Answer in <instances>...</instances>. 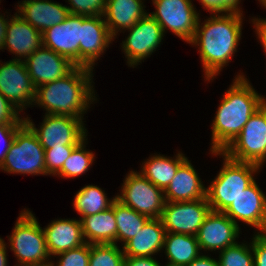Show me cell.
<instances>
[{
	"label": "cell",
	"instance_id": "6da1fadb",
	"mask_svg": "<svg viewBox=\"0 0 266 266\" xmlns=\"http://www.w3.org/2000/svg\"><path fill=\"white\" fill-rule=\"evenodd\" d=\"M243 14H211L201 23L199 16L194 38L202 62L205 81L213 80L231 62L242 35ZM201 23V24H200Z\"/></svg>",
	"mask_w": 266,
	"mask_h": 266
},
{
	"label": "cell",
	"instance_id": "7a4b0ae2",
	"mask_svg": "<svg viewBox=\"0 0 266 266\" xmlns=\"http://www.w3.org/2000/svg\"><path fill=\"white\" fill-rule=\"evenodd\" d=\"M265 102L266 98L256 92L245 75L238 73L224 93L211 125L210 152H223Z\"/></svg>",
	"mask_w": 266,
	"mask_h": 266
},
{
	"label": "cell",
	"instance_id": "3957f363",
	"mask_svg": "<svg viewBox=\"0 0 266 266\" xmlns=\"http://www.w3.org/2000/svg\"><path fill=\"white\" fill-rule=\"evenodd\" d=\"M93 69L76 66L61 79L36 88L33 105L44 108L45 114L83 118L95 102Z\"/></svg>",
	"mask_w": 266,
	"mask_h": 266
},
{
	"label": "cell",
	"instance_id": "277c9868",
	"mask_svg": "<svg viewBox=\"0 0 266 266\" xmlns=\"http://www.w3.org/2000/svg\"><path fill=\"white\" fill-rule=\"evenodd\" d=\"M223 158V166L206 188V198L211 210L224 212L233 201L256 179L262 169L253 163L238 162L222 152H210Z\"/></svg>",
	"mask_w": 266,
	"mask_h": 266
},
{
	"label": "cell",
	"instance_id": "5b68a950",
	"mask_svg": "<svg viewBox=\"0 0 266 266\" xmlns=\"http://www.w3.org/2000/svg\"><path fill=\"white\" fill-rule=\"evenodd\" d=\"M14 225L11 235L7 236L8 247L18 260L14 266H50L52 259L44 231L32 211L23 209Z\"/></svg>",
	"mask_w": 266,
	"mask_h": 266
},
{
	"label": "cell",
	"instance_id": "8992f818",
	"mask_svg": "<svg viewBox=\"0 0 266 266\" xmlns=\"http://www.w3.org/2000/svg\"><path fill=\"white\" fill-rule=\"evenodd\" d=\"M0 169L9 174H41L47 176L45 149L26 123L17 130L14 141Z\"/></svg>",
	"mask_w": 266,
	"mask_h": 266
},
{
	"label": "cell",
	"instance_id": "52a82bcc",
	"mask_svg": "<svg viewBox=\"0 0 266 266\" xmlns=\"http://www.w3.org/2000/svg\"><path fill=\"white\" fill-rule=\"evenodd\" d=\"M222 153L234 161L263 167L266 162V102L249 118L239 135Z\"/></svg>",
	"mask_w": 266,
	"mask_h": 266
},
{
	"label": "cell",
	"instance_id": "ba28073f",
	"mask_svg": "<svg viewBox=\"0 0 266 266\" xmlns=\"http://www.w3.org/2000/svg\"><path fill=\"white\" fill-rule=\"evenodd\" d=\"M122 184L120 194L116 195L118 201L149 218H161L166 203L164 190L133 170Z\"/></svg>",
	"mask_w": 266,
	"mask_h": 266
},
{
	"label": "cell",
	"instance_id": "9c48e42d",
	"mask_svg": "<svg viewBox=\"0 0 266 266\" xmlns=\"http://www.w3.org/2000/svg\"><path fill=\"white\" fill-rule=\"evenodd\" d=\"M30 119L31 117H24L25 123L36 134L45 150L61 145H78L88 134L82 121L84 118L45 114L40 128H36Z\"/></svg>",
	"mask_w": 266,
	"mask_h": 266
},
{
	"label": "cell",
	"instance_id": "30bf717a",
	"mask_svg": "<svg viewBox=\"0 0 266 266\" xmlns=\"http://www.w3.org/2000/svg\"><path fill=\"white\" fill-rule=\"evenodd\" d=\"M155 12L150 15L160 24L165 35L166 30L190 43L194 38L200 14L192 0H152Z\"/></svg>",
	"mask_w": 266,
	"mask_h": 266
},
{
	"label": "cell",
	"instance_id": "8fae6325",
	"mask_svg": "<svg viewBox=\"0 0 266 266\" xmlns=\"http://www.w3.org/2000/svg\"><path fill=\"white\" fill-rule=\"evenodd\" d=\"M1 63L0 93L20 113L33 105L36 87L30 79L24 60L12 59Z\"/></svg>",
	"mask_w": 266,
	"mask_h": 266
},
{
	"label": "cell",
	"instance_id": "7c38bea8",
	"mask_svg": "<svg viewBox=\"0 0 266 266\" xmlns=\"http://www.w3.org/2000/svg\"><path fill=\"white\" fill-rule=\"evenodd\" d=\"M128 32L121 47L127 58V65L134 68L156 51L164 33L160 24L149 13L129 28Z\"/></svg>",
	"mask_w": 266,
	"mask_h": 266
},
{
	"label": "cell",
	"instance_id": "4fadbf2b",
	"mask_svg": "<svg viewBox=\"0 0 266 266\" xmlns=\"http://www.w3.org/2000/svg\"><path fill=\"white\" fill-rule=\"evenodd\" d=\"M210 211L207 198L186 202H166L161 220L166 233L196 236Z\"/></svg>",
	"mask_w": 266,
	"mask_h": 266
},
{
	"label": "cell",
	"instance_id": "5bb4252c",
	"mask_svg": "<svg viewBox=\"0 0 266 266\" xmlns=\"http://www.w3.org/2000/svg\"><path fill=\"white\" fill-rule=\"evenodd\" d=\"M240 227L224 212L211 210L199 228L196 238L200 250H224L237 243Z\"/></svg>",
	"mask_w": 266,
	"mask_h": 266
},
{
	"label": "cell",
	"instance_id": "9a60e30c",
	"mask_svg": "<svg viewBox=\"0 0 266 266\" xmlns=\"http://www.w3.org/2000/svg\"><path fill=\"white\" fill-rule=\"evenodd\" d=\"M238 226L242 221L266 233V196L254 180L224 211ZM237 219V220H236Z\"/></svg>",
	"mask_w": 266,
	"mask_h": 266
},
{
	"label": "cell",
	"instance_id": "2e32d148",
	"mask_svg": "<svg viewBox=\"0 0 266 266\" xmlns=\"http://www.w3.org/2000/svg\"><path fill=\"white\" fill-rule=\"evenodd\" d=\"M24 62L36 88L63 78L76 67L68 58L43 45L29 55Z\"/></svg>",
	"mask_w": 266,
	"mask_h": 266
},
{
	"label": "cell",
	"instance_id": "e0dca14e",
	"mask_svg": "<svg viewBox=\"0 0 266 266\" xmlns=\"http://www.w3.org/2000/svg\"><path fill=\"white\" fill-rule=\"evenodd\" d=\"M81 27L82 16L69 14L63 22L42 33L43 46L65 56L79 66Z\"/></svg>",
	"mask_w": 266,
	"mask_h": 266
},
{
	"label": "cell",
	"instance_id": "ac0fdd59",
	"mask_svg": "<svg viewBox=\"0 0 266 266\" xmlns=\"http://www.w3.org/2000/svg\"><path fill=\"white\" fill-rule=\"evenodd\" d=\"M102 17L82 16L79 66L94 69L95 62L114 41Z\"/></svg>",
	"mask_w": 266,
	"mask_h": 266
},
{
	"label": "cell",
	"instance_id": "d6986e66",
	"mask_svg": "<svg viewBox=\"0 0 266 266\" xmlns=\"http://www.w3.org/2000/svg\"><path fill=\"white\" fill-rule=\"evenodd\" d=\"M42 39V33L39 30L31 26L19 14L15 13L8 21L2 49H9L8 51L11 54H15V57H17L14 60H25L43 45Z\"/></svg>",
	"mask_w": 266,
	"mask_h": 266
},
{
	"label": "cell",
	"instance_id": "ffe728a7",
	"mask_svg": "<svg viewBox=\"0 0 266 266\" xmlns=\"http://www.w3.org/2000/svg\"><path fill=\"white\" fill-rule=\"evenodd\" d=\"M17 14L41 33L63 22L69 15L66 5L51 0H23Z\"/></svg>",
	"mask_w": 266,
	"mask_h": 266
},
{
	"label": "cell",
	"instance_id": "44dd1931",
	"mask_svg": "<svg viewBox=\"0 0 266 266\" xmlns=\"http://www.w3.org/2000/svg\"><path fill=\"white\" fill-rule=\"evenodd\" d=\"M188 158L179 166L164 190L166 202H186L206 198V188Z\"/></svg>",
	"mask_w": 266,
	"mask_h": 266
},
{
	"label": "cell",
	"instance_id": "7402d4cb",
	"mask_svg": "<svg viewBox=\"0 0 266 266\" xmlns=\"http://www.w3.org/2000/svg\"><path fill=\"white\" fill-rule=\"evenodd\" d=\"M50 256L77 248L85 244L80 220L56 219L43 228Z\"/></svg>",
	"mask_w": 266,
	"mask_h": 266
},
{
	"label": "cell",
	"instance_id": "603a6c76",
	"mask_svg": "<svg viewBox=\"0 0 266 266\" xmlns=\"http://www.w3.org/2000/svg\"><path fill=\"white\" fill-rule=\"evenodd\" d=\"M166 230L161 218H150L122 247L125 257H152L163 250Z\"/></svg>",
	"mask_w": 266,
	"mask_h": 266
},
{
	"label": "cell",
	"instance_id": "cb8c5ba5",
	"mask_svg": "<svg viewBox=\"0 0 266 266\" xmlns=\"http://www.w3.org/2000/svg\"><path fill=\"white\" fill-rule=\"evenodd\" d=\"M143 0H107L103 15L110 34L115 39L118 32L128 30L148 14ZM116 36V37H115Z\"/></svg>",
	"mask_w": 266,
	"mask_h": 266
},
{
	"label": "cell",
	"instance_id": "d4e9b609",
	"mask_svg": "<svg viewBox=\"0 0 266 266\" xmlns=\"http://www.w3.org/2000/svg\"><path fill=\"white\" fill-rule=\"evenodd\" d=\"M83 237L88 244H117V222L112 206L97 214L79 218Z\"/></svg>",
	"mask_w": 266,
	"mask_h": 266
},
{
	"label": "cell",
	"instance_id": "484cf974",
	"mask_svg": "<svg viewBox=\"0 0 266 266\" xmlns=\"http://www.w3.org/2000/svg\"><path fill=\"white\" fill-rule=\"evenodd\" d=\"M186 159L187 157L181 152H178L173 158L155 154L142 163L140 173L155 186L165 190L174 178L179 166Z\"/></svg>",
	"mask_w": 266,
	"mask_h": 266
},
{
	"label": "cell",
	"instance_id": "4316f807",
	"mask_svg": "<svg viewBox=\"0 0 266 266\" xmlns=\"http://www.w3.org/2000/svg\"><path fill=\"white\" fill-rule=\"evenodd\" d=\"M163 251L169 261L167 264L176 266H187L203 254L196 236L180 233H166Z\"/></svg>",
	"mask_w": 266,
	"mask_h": 266
},
{
	"label": "cell",
	"instance_id": "83f0119b",
	"mask_svg": "<svg viewBox=\"0 0 266 266\" xmlns=\"http://www.w3.org/2000/svg\"><path fill=\"white\" fill-rule=\"evenodd\" d=\"M116 196L109 199L99 186L86 185L74 197L73 207L82 217L97 214L109 209Z\"/></svg>",
	"mask_w": 266,
	"mask_h": 266
},
{
	"label": "cell",
	"instance_id": "f1b7e54d",
	"mask_svg": "<svg viewBox=\"0 0 266 266\" xmlns=\"http://www.w3.org/2000/svg\"><path fill=\"white\" fill-rule=\"evenodd\" d=\"M114 214L117 222V242L123 241L122 245L135 237L150 219L149 217L136 212L132 208L123 205L117 199L114 201Z\"/></svg>",
	"mask_w": 266,
	"mask_h": 266
},
{
	"label": "cell",
	"instance_id": "f546056e",
	"mask_svg": "<svg viewBox=\"0 0 266 266\" xmlns=\"http://www.w3.org/2000/svg\"><path fill=\"white\" fill-rule=\"evenodd\" d=\"M87 139L82 140L64 162L61 170L56 174L62 178H75L87 172L94 162V153L86 150Z\"/></svg>",
	"mask_w": 266,
	"mask_h": 266
},
{
	"label": "cell",
	"instance_id": "4dcf8cb0",
	"mask_svg": "<svg viewBox=\"0 0 266 266\" xmlns=\"http://www.w3.org/2000/svg\"><path fill=\"white\" fill-rule=\"evenodd\" d=\"M124 258L117 244H90L89 266H124Z\"/></svg>",
	"mask_w": 266,
	"mask_h": 266
},
{
	"label": "cell",
	"instance_id": "1f68e13d",
	"mask_svg": "<svg viewBox=\"0 0 266 266\" xmlns=\"http://www.w3.org/2000/svg\"><path fill=\"white\" fill-rule=\"evenodd\" d=\"M220 266H254V253L252 250V242L228 246L219 252Z\"/></svg>",
	"mask_w": 266,
	"mask_h": 266
},
{
	"label": "cell",
	"instance_id": "d6a6232c",
	"mask_svg": "<svg viewBox=\"0 0 266 266\" xmlns=\"http://www.w3.org/2000/svg\"><path fill=\"white\" fill-rule=\"evenodd\" d=\"M77 145H61L45 150V166L47 175H56L71 152Z\"/></svg>",
	"mask_w": 266,
	"mask_h": 266
},
{
	"label": "cell",
	"instance_id": "836d02e7",
	"mask_svg": "<svg viewBox=\"0 0 266 266\" xmlns=\"http://www.w3.org/2000/svg\"><path fill=\"white\" fill-rule=\"evenodd\" d=\"M56 264L51 261L50 266H89L90 244L85 243L77 248L57 254Z\"/></svg>",
	"mask_w": 266,
	"mask_h": 266
},
{
	"label": "cell",
	"instance_id": "e575fe53",
	"mask_svg": "<svg viewBox=\"0 0 266 266\" xmlns=\"http://www.w3.org/2000/svg\"><path fill=\"white\" fill-rule=\"evenodd\" d=\"M107 0H67L69 14L85 17L103 16Z\"/></svg>",
	"mask_w": 266,
	"mask_h": 266
},
{
	"label": "cell",
	"instance_id": "d590c367",
	"mask_svg": "<svg viewBox=\"0 0 266 266\" xmlns=\"http://www.w3.org/2000/svg\"><path fill=\"white\" fill-rule=\"evenodd\" d=\"M24 123H0V143L4 142V149L0 148V166L5 161L6 155L14 141L17 130ZM2 145V144H1Z\"/></svg>",
	"mask_w": 266,
	"mask_h": 266
},
{
	"label": "cell",
	"instance_id": "8d00e7d4",
	"mask_svg": "<svg viewBox=\"0 0 266 266\" xmlns=\"http://www.w3.org/2000/svg\"><path fill=\"white\" fill-rule=\"evenodd\" d=\"M254 266H266V233H254L252 238Z\"/></svg>",
	"mask_w": 266,
	"mask_h": 266
},
{
	"label": "cell",
	"instance_id": "74e56055",
	"mask_svg": "<svg viewBox=\"0 0 266 266\" xmlns=\"http://www.w3.org/2000/svg\"><path fill=\"white\" fill-rule=\"evenodd\" d=\"M0 93V123H25L24 117Z\"/></svg>",
	"mask_w": 266,
	"mask_h": 266
},
{
	"label": "cell",
	"instance_id": "f35d334b",
	"mask_svg": "<svg viewBox=\"0 0 266 266\" xmlns=\"http://www.w3.org/2000/svg\"><path fill=\"white\" fill-rule=\"evenodd\" d=\"M154 257H125L124 266H163Z\"/></svg>",
	"mask_w": 266,
	"mask_h": 266
},
{
	"label": "cell",
	"instance_id": "ab89813d",
	"mask_svg": "<svg viewBox=\"0 0 266 266\" xmlns=\"http://www.w3.org/2000/svg\"><path fill=\"white\" fill-rule=\"evenodd\" d=\"M257 38L259 39L262 47L264 48L266 55V18H254L251 19Z\"/></svg>",
	"mask_w": 266,
	"mask_h": 266
},
{
	"label": "cell",
	"instance_id": "60d3db41",
	"mask_svg": "<svg viewBox=\"0 0 266 266\" xmlns=\"http://www.w3.org/2000/svg\"><path fill=\"white\" fill-rule=\"evenodd\" d=\"M219 1H220V14H226V13L243 14V11L239 6L241 0H219Z\"/></svg>",
	"mask_w": 266,
	"mask_h": 266
},
{
	"label": "cell",
	"instance_id": "b9f144b4",
	"mask_svg": "<svg viewBox=\"0 0 266 266\" xmlns=\"http://www.w3.org/2000/svg\"><path fill=\"white\" fill-rule=\"evenodd\" d=\"M187 266H220L219 261L215 258H211L208 255L200 254L195 260H193Z\"/></svg>",
	"mask_w": 266,
	"mask_h": 266
},
{
	"label": "cell",
	"instance_id": "7bdbcfd3",
	"mask_svg": "<svg viewBox=\"0 0 266 266\" xmlns=\"http://www.w3.org/2000/svg\"><path fill=\"white\" fill-rule=\"evenodd\" d=\"M204 10L210 14H220V1L219 0H199Z\"/></svg>",
	"mask_w": 266,
	"mask_h": 266
},
{
	"label": "cell",
	"instance_id": "ee69618b",
	"mask_svg": "<svg viewBox=\"0 0 266 266\" xmlns=\"http://www.w3.org/2000/svg\"><path fill=\"white\" fill-rule=\"evenodd\" d=\"M9 20L5 18V15H0V50H2L4 45Z\"/></svg>",
	"mask_w": 266,
	"mask_h": 266
},
{
	"label": "cell",
	"instance_id": "f6af8a7d",
	"mask_svg": "<svg viewBox=\"0 0 266 266\" xmlns=\"http://www.w3.org/2000/svg\"><path fill=\"white\" fill-rule=\"evenodd\" d=\"M7 247L6 242L0 237V266H8Z\"/></svg>",
	"mask_w": 266,
	"mask_h": 266
},
{
	"label": "cell",
	"instance_id": "bcb514c9",
	"mask_svg": "<svg viewBox=\"0 0 266 266\" xmlns=\"http://www.w3.org/2000/svg\"><path fill=\"white\" fill-rule=\"evenodd\" d=\"M261 4L266 9V0H258Z\"/></svg>",
	"mask_w": 266,
	"mask_h": 266
}]
</instances>
